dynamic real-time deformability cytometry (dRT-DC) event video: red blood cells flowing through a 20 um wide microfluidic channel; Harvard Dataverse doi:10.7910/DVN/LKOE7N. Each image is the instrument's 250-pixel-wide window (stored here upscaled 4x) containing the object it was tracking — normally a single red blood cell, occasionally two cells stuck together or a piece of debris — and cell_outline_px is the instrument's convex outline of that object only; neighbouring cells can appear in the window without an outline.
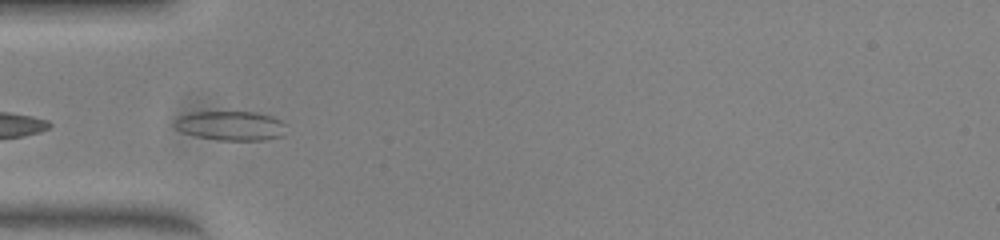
{"species": "common noctule bat (a hibernating species)", "species_latin": "Nyctalus noctula", "temperature_condition": "warm", "stored_images_in_passage": 37, "camera_frame_rate_fps": 3000, "um_per_image_px": 0.085, "animal": {"sex": "female", "body_mass_g": 23.0, "forearm_length_mm": 53.4}, "frame": {"image": 1, "passage_image": 2, "time_ms": 0.333, "image_size_px": [1000, 240], "cell_outline_px": [[284, 136], [264, 140], [220, 140], [196, 136], [184, 132], [176, 128], [172, 124], [180, 116], [192, 112], [256, 112], [272, 116], [280, 120], [284, 124]], "centroid_in_image_um": [19.62, 10.68], "position_along_channel_um": 65.4, "area_um2": 19.02}}
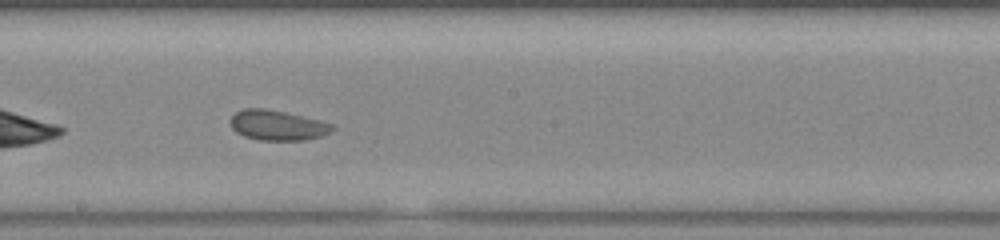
{"frame": {"image": 2, "passage_image": 14, "time_ms": 4.333, "image_size_px": [1000, 240], "cell_outline_px": [[336, 128], [332, 132], [320, 136], [304, 140], [256, 140], [244, 136], [236, 132], [232, 128], [228, 120], [236, 112], [244, 108], [264, 108], [284, 112], [320, 120], [332, 124]], "centroid_in_image_um": [23.56, 10.65], "position_along_channel_um": 224.6, "area_um2": 17.98}}
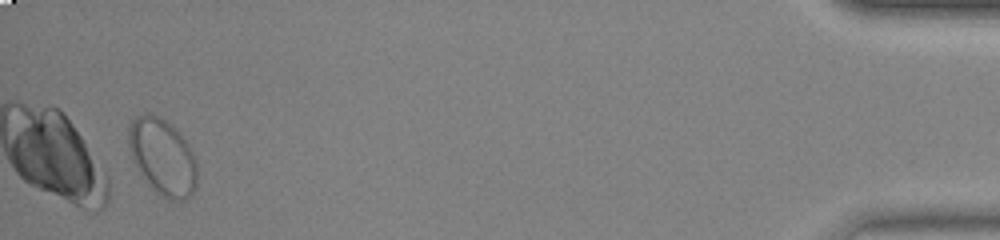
{"frame": {"image": 3, "passage_image": 35, "time_ms": 11.333, "image_size_px": [1000, 240], "cell_outline_px": [[196, 188], [184, 200], [168, 200], [156, 192], [148, 184], [132, 160], [128, 148], [128, 124], [136, 116], [148, 112], [164, 120], [180, 132], [188, 144], [196, 160]], "centroid_in_image_um": [13.79, 13.32], "position_along_channel_um": 421.4, "area_um2": 30.58}, "authors_computed_cell_mechanics": {"area_um2": 18.3226, "velocity_mm_per_s": 4.0036, "shape_relaxation_time_tau1_ms": null, "shape_relaxation_time_tau2_ms": 1.4614, "deformation_change_tau1": null, "deformation_change_tau2": 0.0501}}